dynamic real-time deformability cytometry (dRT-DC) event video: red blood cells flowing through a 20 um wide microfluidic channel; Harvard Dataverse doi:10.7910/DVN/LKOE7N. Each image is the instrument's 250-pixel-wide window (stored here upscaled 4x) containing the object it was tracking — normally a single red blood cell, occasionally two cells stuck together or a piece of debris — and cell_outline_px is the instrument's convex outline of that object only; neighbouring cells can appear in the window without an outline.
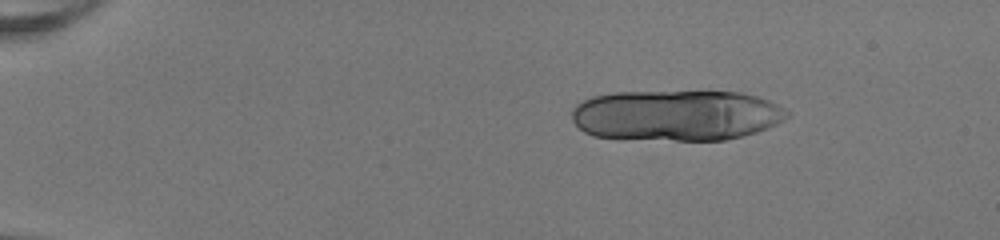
{"species": "human", "species_latin": "Homo sapiens", "temperature_condition": "room temperature", "stored_images_in_passage": 13, "camera_frame_rate_fps": 3000, "um_per_image_px": 0.085, "donor": {"sex": "female"}, "frame": {"image": 1, "passage_image": 1, "time_ms": 0.0, "image_size_px": [1000, 240], "cell_outline_px": [[788, 116], [784, 120], [768, 128], [744, 136], [724, 140], [676, 140], [592, 136], [584, 132], [572, 120], [572, 108], [576, 104], [592, 96], [616, 92], [740, 92], [756, 96], [768, 100], [784, 108], [788, 112]], "centroid_in_image_um": [57.49, 9.8], "position_along_channel_um": 27.5, "area_um2": 63.64}}